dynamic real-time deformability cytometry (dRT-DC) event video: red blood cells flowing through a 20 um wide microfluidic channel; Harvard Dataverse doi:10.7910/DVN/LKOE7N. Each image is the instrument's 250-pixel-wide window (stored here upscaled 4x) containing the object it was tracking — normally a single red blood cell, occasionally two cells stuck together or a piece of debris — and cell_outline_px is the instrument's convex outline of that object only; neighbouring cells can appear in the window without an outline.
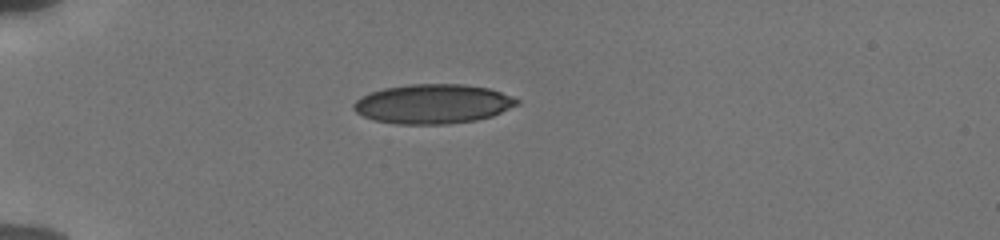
{"species": "human", "species_latin": "Homo sapiens", "temperature_condition": "cold", "stored_images_in_passage": 39, "camera_frame_rate_fps": 3000, "um_per_image_px": 0.085, "donor": {"sex": "male"}, "frame": {"image": 1, "passage_image": 1, "time_ms": 0.0, "image_size_px": [1000, 240], "cell_outline_px": [[520, 104], [492, 116], [476, 120], [444, 124], [396, 124], [372, 120], [356, 112], [352, 108], [352, 104], [360, 96], [384, 88], [408, 84], [464, 84], [488, 88], [512, 96], [520, 100]], "centroid_in_image_um": [36.79, 8.83], "position_along_channel_um": 48.2, "area_um2": 37.69}}
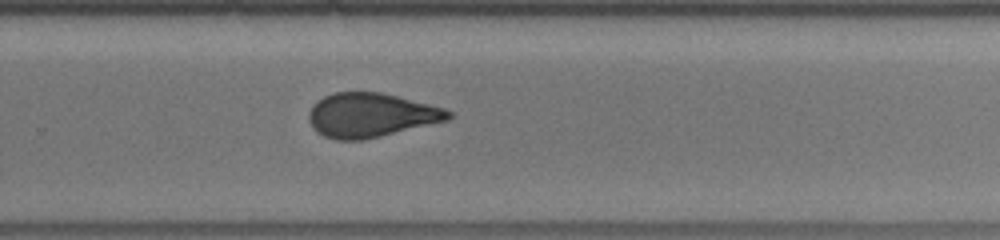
{"frame": {"image": 2, "passage_image": 23, "time_ms": 7.333, "image_size_px": [1000, 240], "cell_outline_px": [[452, 116], [448, 120], [364, 140], [336, 140], [324, 136], [316, 132], [312, 128], [308, 120], [308, 112], [312, 104], [316, 100], [332, 92], [384, 92], [444, 108], [452, 112]], "centroid_in_image_um": [31.48, 9.78], "position_along_channel_um": 298.3, "area_um2": 36.24}}
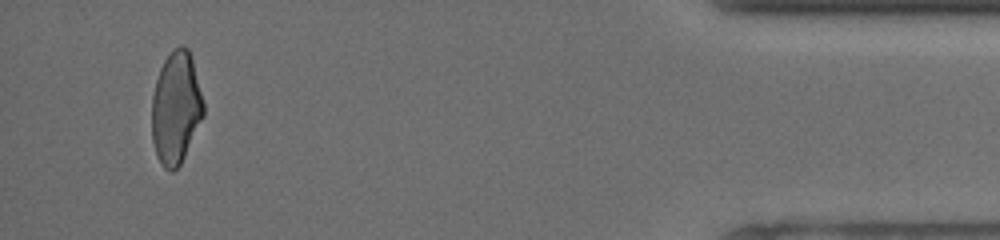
{"frame": {"image": 3, "passage_image": 37, "time_ms": 12.0, "image_size_px": [1000, 240], "cell_outline_px": [[204, 116], [180, 164], [172, 172], [164, 168], [160, 164], [156, 156], [152, 140], [152, 96], [156, 80], [160, 68], [164, 60], [172, 48], [180, 44], [184, 44], [188, 48], [192, 60], [204, 104]], "centroid_in_image_um": [14.94, 9.16], "position_along_channel_um": 420.3, "area_um2": 33.93}, "authors_computed_cell_mechanics": {"area_um2": 36.2984, "velocity_mm_per_s": 3.8545, "shape_relaxation_time_tau1_ms": 6.749, "shape_relaxation_time_tau2_ms": 1.4728, "deformation_change_tau1": 0.1547, "deformation_change_tau2": 0.0719}}